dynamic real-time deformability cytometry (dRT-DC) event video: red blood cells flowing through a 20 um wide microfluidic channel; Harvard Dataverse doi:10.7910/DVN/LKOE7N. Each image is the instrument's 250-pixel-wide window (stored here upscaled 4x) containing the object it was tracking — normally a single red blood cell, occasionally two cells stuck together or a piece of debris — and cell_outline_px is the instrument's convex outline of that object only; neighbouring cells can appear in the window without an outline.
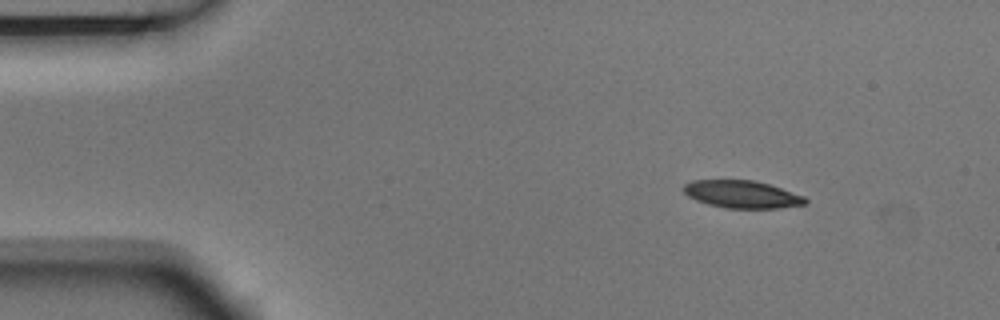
{"species": "Egyptian fruit bat (a non-hibernating species)", "species_latin": "Rousettus aegyptiacus", "temperature_condition": "room temperature", "stored_images_in_passage": 4, "segment_of_instrument_passage": [1, 2], "camera_frame_rate_fps": 3000, "um_per_image_px": 0.085, "animal": {"sex": "male"}, "frame": {"image": 1, "passage_image": 1, "time_ms": 0.0, "image_size_px": [1000, 320], "cell_outline_px": [[808, 200], [804, 204], [776, 208], [728, 208], [708, 204], [696, 200], [688, 196], [684, 192], [684, 184], [692, 180], [756, 180], [804, 196]], "centroid_in_image_um": [63.04, 16.51], "position_along_channel_um": 22.0, "area_um2": 19.31}}